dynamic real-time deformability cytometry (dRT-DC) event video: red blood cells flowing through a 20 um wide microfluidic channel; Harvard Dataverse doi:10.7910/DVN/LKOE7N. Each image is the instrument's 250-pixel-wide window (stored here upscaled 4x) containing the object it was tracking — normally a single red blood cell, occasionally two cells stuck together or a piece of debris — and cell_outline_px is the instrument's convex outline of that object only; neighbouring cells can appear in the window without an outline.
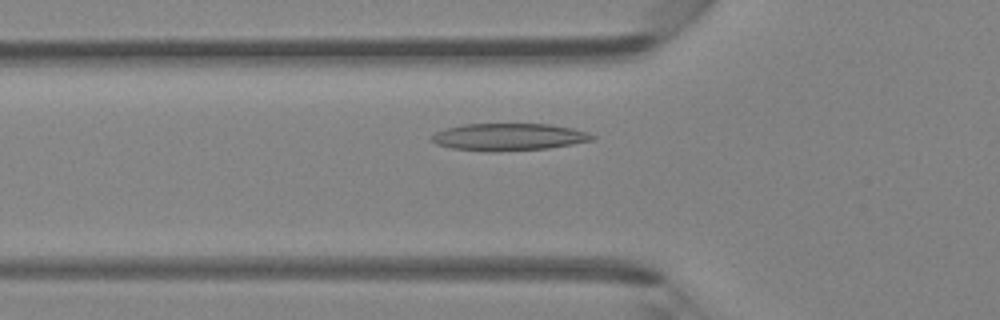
{"species": "Egyptian fruit bat (a non-hibernating species)", "species_latin": "Rousettus aegyptiacus", "temperature_condition": "room temperature", "stored_images_in_passage": 43, "camera_frame_rate_fps": 3000, "um_per_image_px": 0.085, "animal": {"sex": "female"}, "frame": {"image": 1, "passage_image": 13, "time_ms": 4.0, "image_size_px": [1000, 320], "cell_outline_px": [[596, 136], [592, 140], [572, 144], [548, 148], [492, 152], [452, 148], [436, 144], [428, 140], [436, 132], [444, 128], [464, 124], [548, 124], [572, 128], [588, 132]], "centroid_in_image_um": [43.21, 11.64], "position_along_channel_um": 82.6, "area_um2": 25.49}}
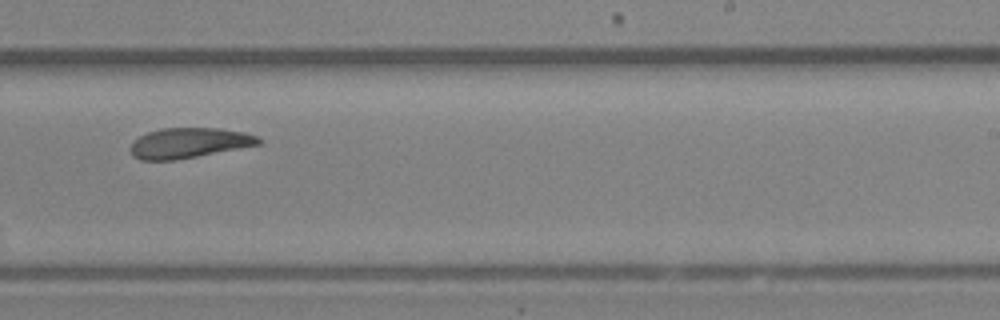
{"frame": {"image": 2, "passage_image": 26, "time_ms": 8.333, "image_size_px": [1000, 320], "cell_outline_px": [[264, 140], [260, 144], [176, 160], [140, 160], [132, 156], [128, 148], [132, 140], [148, 132], [160, 128], [220, 128], [244, 132], [256, 136]], "centroid_in_image_um": [16.01, 12.15], "position_along_channel_um": 273.0, "area_um2": 22.72}}
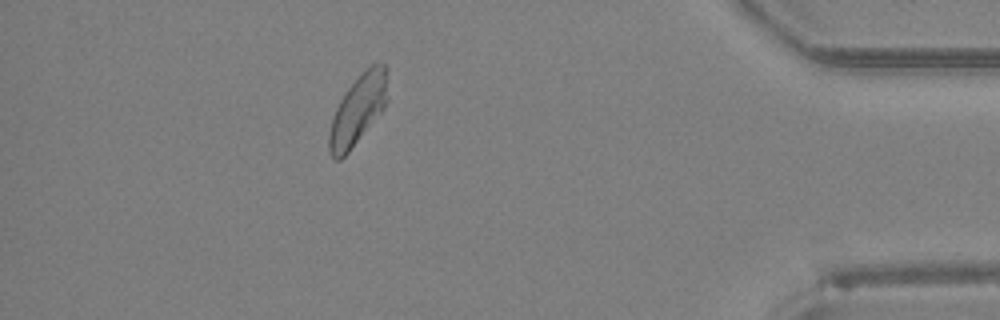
{"frame": {"image": 3, "passage_image": 38, "time_ms": 12.333, "image_size_px": [1000, 320], "cell_outline_px": [[388, 100], [384, 108], [348, 152], [340, 160], [336, 160], [332, 156], [328, 148], [328, 132], [336, 108], [340, 100], [348, 88], [372, 64], [380, 60], [388, 68]], "centroid_in_image_um": [30.46, 9.3], "position_along_channel_um": 404.7, "area_um2": 23.58}}